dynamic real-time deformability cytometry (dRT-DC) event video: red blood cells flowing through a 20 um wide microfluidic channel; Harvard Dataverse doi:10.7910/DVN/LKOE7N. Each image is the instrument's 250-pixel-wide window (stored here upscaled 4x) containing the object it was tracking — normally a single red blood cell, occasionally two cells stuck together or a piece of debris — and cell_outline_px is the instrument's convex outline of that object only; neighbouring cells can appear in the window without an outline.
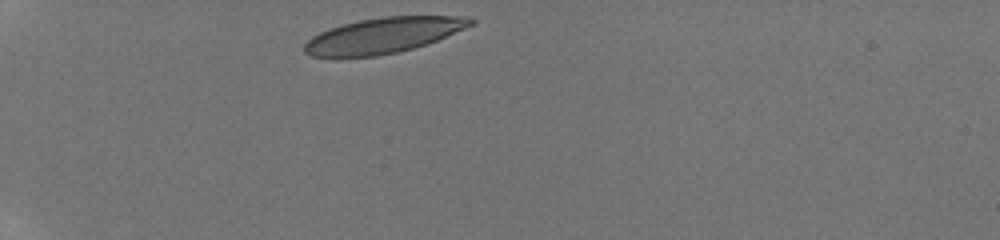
{"species": "human", "species_latin": "Homo sapiens", "temperature_condition": "room temperature", "stored_images_in_passage": 15, "camera_frame_rate_fps": 3000, "um_per_image_px": 0.085, "donor": {"sex": "male"}, "frame": {"image": 1, "passage_image": 1, "time_ms": 0.0, "image_size_px": [1000, 240], "cell_outline_px": [[476, 24], [436, 40], [412, 48], [396, 52], [376, 56], [312, 56], [304, 52], [304, 44], [312, 36], [320, 32], [344, 24], [360, 20], [380, 16], [472, 16], [476, 20]], "centroid_in_image_um": [32.64, 2.98], "position_along_channel_um": 52.4, "area_um2": 34.04}}
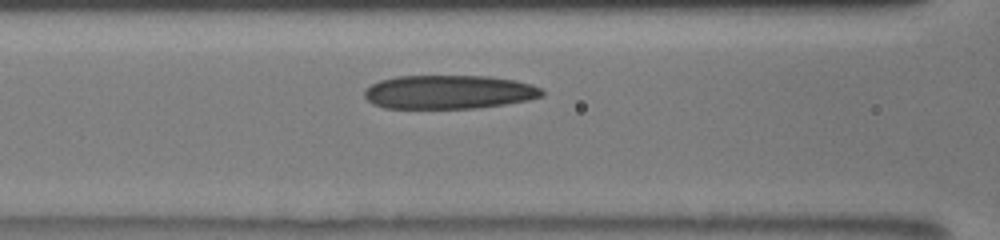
{"frame": {"image": 2, "passage_image": 7, "time_ms": 2.0, "image_size_px": [1000, 240], "cell_outline_px": [[544, 96], [528, 100], [504, 104], [476, 108], [384, 108], [372, 104], [364, 96], [364, 88], [380, 80], [396, 76], [488, 76], [516, 80], [540, 88], [544, 92]], "centroid_in_image_um": [38.12, 7.82], "position_along_channel_um": 128.5, "area_um2": 35.03}}
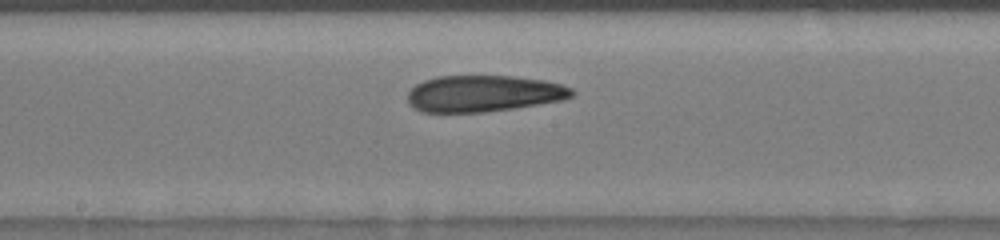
{"frame": {"image": 3, "passage_image": 12, "time_ms": 3.667, "image_size_px": [1000, 240], "cell_outline_px": [[576, 92], [572, 96], [564, 100], [512, 108], [484, 112], [420, 112], [412, 108], [408, 104], [408, 92], [416, 84], [424, 80], [436, 76], [512, 76], [544, 80], [560, 84], [572, 88]], "centroid_in_image_um": [41.08, 7.95], "position_along_channel_um": 207.1, "area_um2": 35.03}}